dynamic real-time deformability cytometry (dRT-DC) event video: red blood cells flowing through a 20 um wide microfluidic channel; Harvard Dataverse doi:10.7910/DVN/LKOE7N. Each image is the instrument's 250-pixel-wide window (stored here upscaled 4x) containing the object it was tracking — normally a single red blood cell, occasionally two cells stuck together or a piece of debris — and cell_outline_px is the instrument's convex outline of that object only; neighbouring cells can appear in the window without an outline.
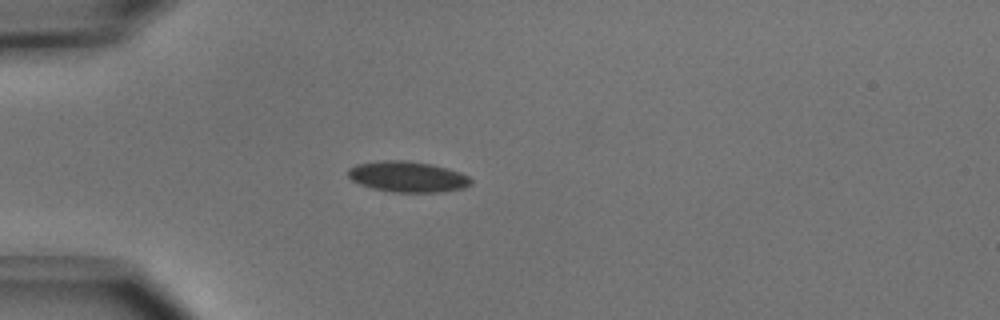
{"species": "common noctule bat (a hibernating species)", "species_latin": "Nyctalus noctula", "temperature_condition": "cold", "stored_images_in_passage": 51, "camera_frame_rate_fps": 3000, "um_per_image_px": 0.085, "animal": {"sex": "male", "body_mass_g": 15.6}, "frame": {"image": 1, "passage_image": 14, "time_ms": 4.333, "image_size_px": [1000, 320], "cell_outline_px": [[472, 184], [464, 188], [440, 192], [392, 192], [372, 188], [360, 184], [352, 180], [348, 176], [348, 168], [356, 164], [384, 160], [404, 160], [432, 164], [460, 172], [468, 176], [472, 180]], "centroid_in_image_um": [34.65, 15.02], "position_along_channel_um": 50.4, "area_um2": 22.08}}
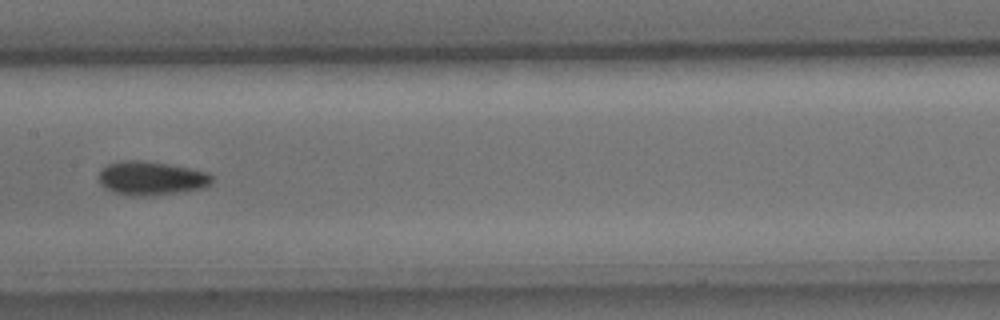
{"frame": {"image": 2, "passage_image": 26, "time_ms": 8.333, "image_size_px": [1000, 320], "cell_outline_px": [[212, 180], [208, 184], [200, 188], [148, 196], [132, 196], [112, 192], [100, 184], [100, 172], [108, 164], [124, 160], [140, 160], [168, 164], [208, 172], [212, 176]], "centroid_in_image_um": [12.82, 15.14], "position_along_channel_um": 194.6, "area_um2": 21.85}}
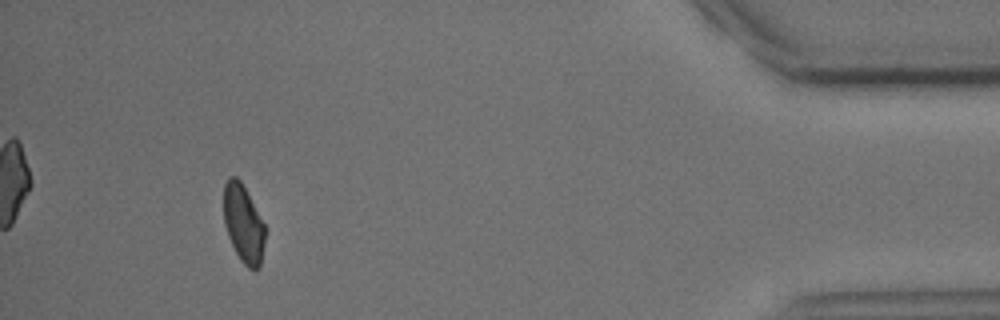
{"frame": {"image": 3, "passage_image": 47, "time_ms": 15.333, "image_size_px": [1000, 320], "cell_outline_px": [[264, 240], [260, 268], [248, 268], [240, 260], [228, 236], [224, 224], [224, 184], [228, 176], [236, 176], [240, 180], [264, 224]], "centroid_in_image_um": [20.66, 19.0], "position_along_channel_um": 414.5, "area_um2": 18.44}, "authors_computed_cell_mechanics": {"area_um2": 20.808, "velocity_mm_per_s": 3.9605, "shape_relaxation_time_tau1_ms": 2.7532, "shape_relaxation_time_tau2_ms": 9.865, "deformation_change_tau1": 0.0899, "deformation_change_tau2": 0.1053}}